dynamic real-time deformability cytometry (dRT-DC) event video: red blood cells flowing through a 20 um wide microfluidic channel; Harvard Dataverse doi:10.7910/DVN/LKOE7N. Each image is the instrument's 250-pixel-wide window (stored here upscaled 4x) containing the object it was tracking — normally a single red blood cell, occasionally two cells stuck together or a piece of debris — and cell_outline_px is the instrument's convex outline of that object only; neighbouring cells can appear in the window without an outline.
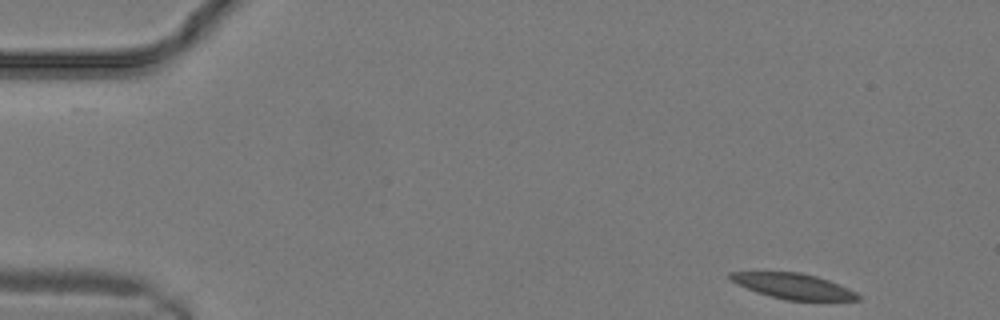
{"species": "common noctule bat (a hibernating species)", "species_latin": "Nyctalus noctula", "temperature_condition": "warm", "stored_images_in_passage": 10, "camera_frame_rate_fps": 3000, "um_per_image_px": 0.085, "animal": {"sex": "male", "body_mass_g": 19.2, "forearm_length_mm": 51.8}, "frame": {"image": 1, "passage_image": 1, "time_ms": 0.0, "image_size_px": [1000, 320], "cell_outline_px": [[860, 300], [784, 300], [756, 292], [736, 284], [728, 276], [728, 272], [800, 272], [816, 276], [828, 280], [848, 288], [856, 292], [860, 296]], "centroid_in_image_um": [67.41, 24.32], "position_along_channel_um": 17.6, "area_um2": 18.84}}
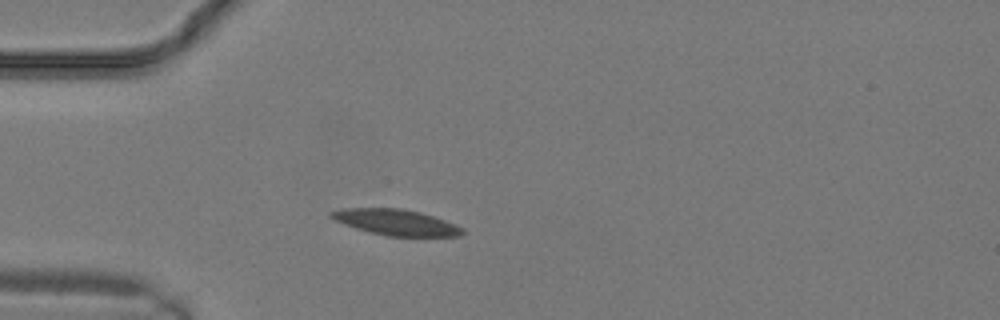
{"frame": {"image": 2, "passage_image": 6, "time_ms": 1.667, "image_size_px": [1000, 320], "cell_outline_px": [[464, 232], [460, 236], [384, 236], [368, 232], [344, 224], [328, 216], [328, 212], [340, 208], [400, 208], [420, 212], [456, 224], [464, 228]], "centroid_in_image_um": [33.63, 18.89], "position_along_channel_um": 51.4, "area_um2": 19.88}}
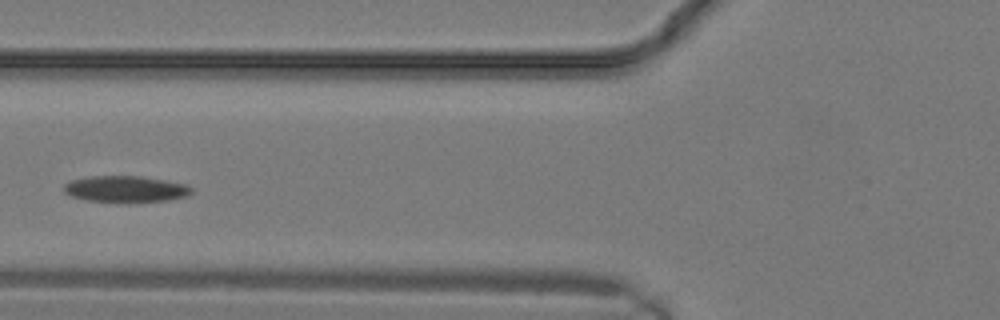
{"frame": {"image": 3, "passage_image": 9, "time_ms": 2.667, "image_size_px": [1000, 320], "cell_outline_px": [[192, 192], [188, 196], [168, 200], [88, 200], [72, 196], [64, 192], [64, 184], [72, 180], [88, 176], [140, 176], [188, 184], [192, 188]], "centroid_in_image_um": [10.7, 16.03], "position_along_channel_um": 115.1, "area_um2": 18.9}}